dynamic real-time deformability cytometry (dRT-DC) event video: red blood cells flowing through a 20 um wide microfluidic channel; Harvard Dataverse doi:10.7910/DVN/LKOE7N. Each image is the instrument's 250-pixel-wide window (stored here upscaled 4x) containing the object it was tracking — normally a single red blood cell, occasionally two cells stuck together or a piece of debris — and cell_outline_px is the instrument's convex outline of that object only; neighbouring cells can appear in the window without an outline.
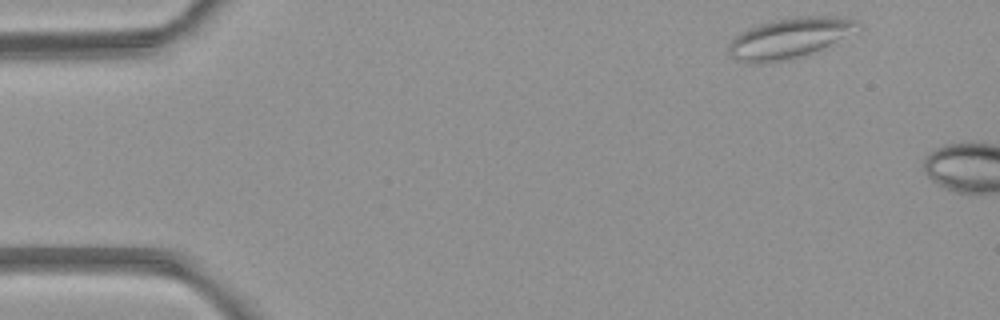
{"species": "common noctule bat (a hibernating species)", "species_latin": "Nyctalus noctula", "temperature_condition": "room temperature", "stored_images_in_passage": 2, "camera_frame_rate_fps": 3000, "um_per_image_px": 0.085, "animal": {"sex": "female", "body_mass_g": 21.9}, "frame": {"image": 1, "passage_image": 1, "time_ms": 0.0, "image_size_px": [1000, 320], "cell_outline_px": [[860, 24], [828, 44], [812, 52], [800, 56], [764, 64], [752, 64], [736, 60], [728, 52], [728, 44], [740, 32], [748, 28], [772, 20], [808, 16], [836, 16], [860, 20]], "centroid_in_image_um": [66.97, 3.24], "position_along_channel_um": 18.0, "area_um2": 29.42}}